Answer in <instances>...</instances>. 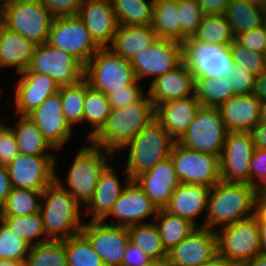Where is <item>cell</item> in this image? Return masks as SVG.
<instances>
[{"instance_id":"obj_29","label":"cell","mask_w":266,"mask_h":266,"mask_svg":"<svg viewBox=\"0 0 266 266\" xmlns=\"http://www.w3.org/2000/svg\"><path fill=\"white\" fill-rule=\"evenodd\" d=\"M35 48L36 44L8 29L1 22L0 67H15L16 74L26 71Z\"/></svg>"},{"instance_id":"obj_46","label":"cell","mask_w":266,"mask_h":266,"mask_svg":"<svg viewBox=\"0 0 266 266\" xmlns=\"http://www.w3.org/2000/svg\"><path fill=\"white\" fill-rule=\"evenodd\" d=\"M178 24L180 42L192 38L201 23L203 14L197 0H178Z\"/></svg>"},{"instance_id":"obj_34","label":"cell","mask_w":266,"mask_h":266,"mask_svg":"<svg viewBox=\"0 0 266 266\" xmlns=\"http://www.w3.org/2000/svg\"><path fill=\"white\" fill-rule=\"evenodd\" d=\"M178 0H154L151 25L158 39L180 42Z\"/></svg>"},{"instance_id":"obj_52","label":"cell","mask_w":266,"mask_h":266,"mask_svg":"<svg viewBox=\"0 0 266 266\" xmlns=\"http://www.w3.org/2000/svg\"><path fill=\"white\" fill-rule=\"evenodd\" d=\"M235 39L253 52L266 54V30L264 25L239 34Z\"/></svg>"},{"instance_id":"obj_33","label":"cell","mask_w":266,"mask_h":266,"mask_svg":"<svg viewBox=\"0 0 266 266\" xmlns=\"http://www.w3.org/2000/svg\"><path fill=\"white\" fill-rule=\"evenodd\" d=\"M12 129L17 140L19 153L28 156H54L51 153H46L49 148H54L27 116H19L18 122L14 123Z\"/></svg>"},{"instance_id":"obj_55","label":"cell","mask_w":266,"mask_h":266,"mask_svg":"<svg viewBox=\"0 0 266 266\" xmlns=\"http://www.w3.org/2000/svg\"><path fill=\"white\" fill-rule=\"evenodd\" d=\"M205 16L223 15L230 0H197Z\"/></svg>"},{"instance_id":"obj_20","label":"cell","mask_w":266,"mask_h":266,"mask_svg":"<svg viewBox=\"0 0 266 266\" xmlns=\"http://www.w3.org/2000/svg\"><path fill=\"white\" fill-rule=\"evenodd\" d=\"M157 213L158 209L142 188L134 180H130L114 203L110 213L102 221L105 222L109 216H112L117 220V223H112V225L130 227L145 223L141 220L149 215L155 218Z\"/></svg>"},{"instance_id":"obj_51","label":"cell","mask_w":266,"mask_h":266,"mask_svg":"<svg viewBox=\"0 0 266 266\" xmlns=\"http://www.w3.org/2000/svg\"><path fill=\"white\" fill-rule=\"evenodd\" d=\"M19 154L17 140L12 126L0 121V164L7 165Z\"/></svg>"},{"instance_id":"obj_59","label":"cell","mask_w":266,"mask_h":266,"mask_svg":"<svg viewBox=\"0 0 266 266\" xmlns=\"http://www.w3.org/2000/svg\"><path fill=\"white\" fill-rule=\"evenodd\" d=\"M254 211L258 222L266 223V192H261L256 195Z\"/></svg>"},{"instance_id":"obj_63","label":"cell","mask_w":266,"mask_h":266,"mask_svg":"<svg viewBox=\"0 0 266 266\" xmlns=\"http://www.w3.org/2000/svg\"><path fill=\"white\" fill-rule=\"evenodd\" d=\"M0 266H25V263L10 260H0Z\"/></svg>"},{"instance_id":"obj_43","label":"cell","mask_w":266,"mask_h":266,"mask_svg":"<svg viewBox=\"0 0 266 266\" xmlns=\"http://www.w3.org/2000/svg\"><path fill=\"white\" fill-rule=\"evenodd\" d=\"M68 266H105L100 255L82 234L65 239Z\"/></svg>"},{"instance_id":"obj_64","label":"cell","mask_w":266,"mask_h":266,"mask_svg":"<svg viewBox=\"0 0 266 266\" xmlns=\"http://www.w3.org/2000/svg\"><path fill=\"white\" fill-rule=\"evenodd\" d=\"M260 122H266V100L261 101Z\"/></svg>"},{"instance_id":"obj_8","label":"cell","mask_w":266,"mask_h":266,"mask_svg":"<svg viewBox=\"0 0 266 266\" xmlns=\"http://www.w3.org/2000/svg\"><path fill=\"white\" fill-rule=\"evenodd\" d=\"M217 237V253L227 260L242 266L262 254L258 219L254 215L221 227L215 231Z\"/></svg>"},{"instance_id":"obj_39","label":"cell","mask_w":266,"mask_h":266,"mask_svg":"<svg viewBox=\"0 0 266 266\" xmlns=\"http://www.w3.org/2000/svg\"><path fill=\"white\" fill-rule=\"evenodd\" d=\"M111 105L107 94L93 89L86 81V93L83 111V121L92 126V131L88 134V140L94 136L105 124L111 112Z\"/></svg>"},{"instance_id":"obj_58","label":"cell","mask_w":266,"mask_h":266,"mask_svg":"<svg viewBox=\"0 0 266 266\" xmlns=\"http://www.w3.org/2000/svg\"><path fill=\"white\" fill-rule=\"evenodd\" d=\"M252 94L259 100H266V69L255 76Z\"/></svg>"},{"instance_id":"obj_31","label":"cell","mask_w":266,"mask_h":266,"mask_svg":"<svg viewBox=\"0 0 266 266\" xmlns=\"http://www.w3.org/2000/svg\"><path fill=\"white\" fill-rule=\"evenodd\" d=\"M234 37L264 25L266 9L244 0H230L223 14Z\"/></svg>"},{"instance_id":"obj_32","label":"cell","mask_w":266,"mask_h":266,"mask_svg":"<svg viewBox=\"0 0 266 266\" xmlns=\"http://www.w3.org/2000/svg\"><path fill=\"white\" fill-rule=\"evenodd\" d=\"M129 242L138 246L153 261L164 260L168 252L163 246L156 222H146L127 227Z\"/></svg>"},{"instance_id":"obj_49","label":"cell","mask_w":266,"mask_h":266,"mask_svg":"<svg viewBox=\"0 0 266 266\" xmlns=\"http://www.w3.org/2000/svg\"><path fill=\"white\" fill-rule=\"evenodd\" d=\"M139 85L138 80H136L133 84L124 87V89H118L107 93L111 108L119 109L138 102L144 96V92Z\"/></svg>"},{"instance_id":"obj_67","label":"cell","mask_w":266,"mask_h":266,"mask_svg":"<svg viewBox=\"0 0 266 266\" xmlns=\"http://www.w3.org/2000/svg\"><path fill=\"white\" fill-rule=\"evenodd\" d=\"M17 1H25V0H0V4L13 3Z\"/></svg>"},{"instance_id":"obj_62","label":"cell","mask_w":266,"mask_h":266,"mask_svg":"<svg viewBox=\"0 0 266 266\" xmlns=\"http://www.w3.org/2000/svg\"><path fill=\"white\" fill-rule=\"evenodd\" d=\"M242 266H266V254H261L245 262Z\"/></svg>"},{"instance_id":"obj_30","label":"cell","mask_w":266,"mask_h":266,"mask_svg":"<svg viewBox=\"0 0 266 266\" xmlns=\"http://www.w3.org/2000/svg\"><path fill=\"white\" fill-rule=\"evenodd\" d=\"M158 40L155 30L149 25H118L110 46L117 55L129 60L134 54L146 50Z\"/></svg>"},{"instance_id":"obj_17","label":"cell","mask_w":266,"mask_h":266,"mask_svg":"<svg viewBox=\"0 0 266 266\" xmlns=\"http://www.w3.org/2000/svg\"><path fill=\"white\" fill-rule=\"evenodd\" d=\"M255 148L249 132H228L220 157V178L250 184V160Z\"/></svg>"},{"instance_id":"obj_6","label":"cell","mask_w":266,"mask_h":266,"mask_svg":"<svg viewBox=\"0 0 266 266\" xmlns=\"http://www.w3.org/2000/svg\"><path fill=\"white\" fill-rule=\"evenodd\" d=\"M54 16L39 0L0 4V21L36 45L46 43Z\"/></svg>"},{"instance_id":"obj_10","label":"cell","mask_w":266,"mask_h":266,"mask_svg":"<svg viewBox=\"0 0 266 266\" xmlns=\"http://www.w3.org/2000/svg\"><path fill=\"white\" fill-rule=\"evenodd\" d=\"M47 43L72 55L83 66L101 48L77 15L54 17Z\"/></svg>"},{"instance_id":"obj_14","label":"cell","mask_w":266,"mask_h":266,"mask_svg":"<svg viewBox=\"0 0 266 266\" xmlns=\"http://www.w3.org/2000/svg\"><path fill=\"white\" fill-rule=\"evenodd\" d=\"M55 156L19 153L6 167L12 188L44 191L55 181Z\"/></svg>"},{"instance_id":"obj_24","label":"cell","mask_w":266,"mask_h":266,"mask_svg":"<svg viewBox=\"0 0 266 266\" xmlns=\"http://www.w3.org/2000/svg\"><path fill=\"white\" fill-rule=\"evenodd\" d=\"M134 181L158 210L165 209L180 181L171 158L159 162L152 169L138 175Z\"/></svg>"},{"instance_id":"obj_42","label":"cell","mask_w":266,"mask_h":266,"mask_svg":"<svg viewBox=\"0 0 266 266\" xmlns=\"http://www.w3.org/2000/svg\"><path fill=\"white\" fill-rule=\"evenodd\" d=\"M42 192L12 188L0 216H28L39 212Z\"/></svg>"},{"instance_id":"obj_16","label":"cell","mask_w":266,"mask_h":266,"mask_svg":"<svg viewBox=\"0 0 266 266\" xmlns=\"http://www.w3.org/2000/svg\"><path fill=\"white\" fill-rule=\"evenodd\" d=\"M81 233L92 244L105 266H122L129 242L127 227L90 220L84 223Z\"/></svg>"},{"instance_id":"obj_21","label":"cell","mask_w":266,"mask_h":266,"mask_svg":"<svg viewBox=\"0 0 266 266\" xmlns=\"http://www.w3.org/2000/svg\"><path fill=\"white\" fill-rule=\"evenodd\" d=\"M77 16L100 47L112 44L118 22L110 0H82Z\"/></svg>"},{"instance_id":"obj_48","label":"cell","mask_w":266,"mask_h":266,"mask_svg":"<svg viewBox=\"0 0 266 266\" xmlns=\"http://www.w3.org/2000/svg\"><path fill=\"white\" fill-rule=\"evenodd\" d=\"M250 184L256 193L266 192V148L255 149L250 160Z\"/></svg>"},{"instance_id":"obj_5","label":"cell","mask_w":266,"mask_h":266,"mask_svg":"<svg viewBox=\"0 0 266 266\" xmlns=\"http://www.w3.org/2000/svg\"><path fill=\"white\" fill-rule=\"evenodd\" d=\"M108 155L113 156L114 154L89 142L77 152L67 174V181L63 182L67 186L65 187L60 182L57 174H55V181L84 206L92 198L98 180L103 170L108 166Z\"/></svg>"},{"instance_id":"obj_61","label":"cell","mask_w":266,"mask_h":266,"mask_svg":"<svg viewBox=\"0 0 266 266\" xmlns=\"http://www.w3.org/2000/svg\"><path fill=\"white\" fill-rule=\"evenodd\" d=\"M259 237L262 254H266V223L258 222Z\"/></svg>"},{"instance_id":"obj_47","label":"cell","mask_w":266,"mask_h":266,"mask_svg":"<svg viewBox=\"0 0 266 266\" xmlns=\"http://www.w3.org/2000/svg\"><path fill=\"white\" fill-rule=\"evenodd\" d=\"M233 63L245 67L257 76L266 69V54L256 53L240 44L236 39L229 45Z\"/></svg>"},{"instance_id":"obj_19","label":"cell","mask_w":266,"mask_h":266,"mask_svg":"<svg viewBox=\"0 0 266 266\" xmlns=\"http://www.w3.org/2000/svg\"><path fill=\"white\" fill-rule=\"evenodd\" d=\"M217 254V237L213 230L197 227L168 251L171 266H199Z\"/></svg>"},{"instance_id":"obj_3","label":"cell","mask_w":266,"mask_h":266,"mask_svg":"<svg viewBox=\"0 0 266 266\" xmlns=\"http://www.w3.org/2000/svg\"><path fill=\"white\" fill-rule=\"evenodd\" d=\"M40 210L46 236L52 240H63L81 233V204L56 181L41 195ZM82 221V222H81Z\"/></svg>"},{"instance_id":"obj_44","label":"cell","mask_w":266,"mask_h":266,"mask_svg":"<svg viewBox=\"0 0 266 266\" xmlns=\"http://www.w3.org/2000/svg\"><path fill=\"white\" fill-rule=\"evenodd\" d=\"M85 93L86 80L84 78L75 85L60 86L59 94L62 99L63 113L72 127L83 121Z\"/></svg>"},{"instance_id":"obj_25","label":"cell","mask_w":266,"mask_h":266,"mask_svg":"<svg viewBox=\"0 0 266 266\" xmlns=\"http://www.w3.org/2000/svg\"><path fill=\"white\" fill-rule=\"evenodd\" d=\"M218 109L228 132H250L260 122L261 101L252 93L232 96Z\"/></svg>"},{"instance_id":"obj_22","label":"cell","mask_w":266,"mask_h":266,"mask_svg":"<svg viewBox=\"0 0 266 266\" xmlns=\"http://www.w3.org/2000/svg\"><path fill=\"white\" fill-rule=\"evenodd\" d=\"M147 94L154 106L195 96V77L182 61L171 71L154 79Z\"/></svg>"},{"instance_id":"obj_37","label":"cell","mask_w":266,"mask_h":266,"mask_svg":"<svg viewBox=\"0 0 266 266\" xmlns=\"http://www.w3.org/2000/svg\"><path fill=\"white\" fill-rule=\"evenodd\" d=\"M191 39L210 45L229 46L235 37L224 15H203L201 23Z\"/></svg>"},{"instance_id":"obj_28","label":"cell","mask_w":266,"mask_h":266,"mask_svg":"<svg viewBox=\"0 0 266 266\" xmlns=\"http://www.w3.org/2000/svg\"><path fill=\"white\" fill-rule=\"evenodd\" d=\"M114 168L109 164L102 172L94 194L90 201L86 204L87 212H92L91 221H102L112 210L114 203L124 190L126 184L131 180L129 174L126 173L125 185L122 187Z\"/></svg>"},{"instance_id":"obj_35","label":"cell","mask_w":266,"mask_h":266,"mask_svg":"<svg viewBox=\"0 0 266 266\" xmlns=\"http://www.w3.org/2000/svg\"><path fill=\"white\" fill-rule=\"evenodd\" d=\"M231 84L228 76H199L195 78V96L202 107L218 108L230 97L235 96Z\"/></svg>"},{"instance_id":"obj_36","label":"cell","mask_w":266,"mask_h":266,"mask_svg":"<svg viewBox=\"0 0 266 266\" xmlns=\"http://www.w3.org/2000/svg\"><path fill=\"white\" fill-rule=\"evenodd\" d=\"M154 221L157 222L156 225L167 252L196 229V226L190 221L170 213L166 209L158 210Z\"/></svg>"},{"instance_id":"obj_12","label":"cell","mask_w":266,"mask_h":266,"mask_svg":"<svg viewBox=\"0 0 266 266\" xmlns=\"http://www.w3.org/2000/svg\"><path fill=\"white\" fill-rule=\"evenodd\" d=\"M53 78L59 86L75 85L84 78V66L72 55L50 44L36 45L26 71Z\"/></svg>"},{"instance_id":"obj_11","label":"cell","mask_w":266,"mask_h":266,"mask_svg":"<svg viewBox=\"0 0 266 266\" xmlns=\"http://www.w3.org/2000/svg\"><path fill=\"white\" fill-rule=\"evenodd\" d=\"M170 158L180 183L212 188L220 178V158L210 153L188 149L175 142Z\"/></svg>"},{"instance_id":"obj_13","label":"cell","mask_w":266,"mask_h":266,"mask_svg":"<svg viewBox=\"0 0 266 266\" xmlns=\"http://www.w3.org/2000/svg\"><path fill=\"white\" fill-rule=\"evenodd\" d=\"M183 61L195 78L228 76L234 66L229 46L200 43L191 38L183 43Z\"/></svg>"},{"instance_id":"obj_23","label":"cell","mask_w":266,"mask_h":266,"mask_svg":"<svg viewBox=\"0 0 266 266\" xmlns=\"http://www.w3.org/2000/svg\"><path fill=\"white\" fill-rule=\"evenodd\" d=\"M19 76L15 87V109L20 116H27L60 89L53 78L42 73L21 72Z\"/></svg>"},{"instance_id":"obj_53","label":"cell","mask_w":266,"mask_h":266,"mask_svg":"<svg viewBox=\"0 0 266 266\" xmlns=\"http://www.w3.org/2000/svg\"><path fill=\"white\" fill-rule=\"evenodd\" d=\"M54 17L77 15L82 0H39Z\"/></svg>"},{"instance_id":"obj_45","label":"cell","mask_w":266,"mask_h":266,"mask_svg":"<svg viewBox=\"0 0 266 266\" xmlns=\"http://www.w3.org/2000/svg\"><path fill=\"white\" fill-rule=\"evenodd\" d=\"M31 245L0 220V260L25 263Z\"/></svg>"},{"instance_id":"obj_66","label":"cell","mask_w":266,"mask_h":266,"mask_svg":"<svg viewBox=\"0 0 266 266\" xmlns=\"http://www.w3.org/2000/svg\"><path fill=\"white\" fill-rule=\"evenodd\" d=\"M251 2L266 9V0H251Z\"/></svg>"},{"instance_id":"obj_7","label":"cell","mask_w":266,"mask_h":266,"mask_svg":"<svg viewBox=\"0 0 266 266\" xmlns=\"http://www.w3.org/2000/svg\"><path fill=\"white\" fill-rule=\"evenodd\" d=\"M84 79L90 87L104 94L124 89L137 80L129 60L108 46L101 47L84 66Z\"/></svg>"},{"instance_id":"obj_1","label":"cell","mask_w":266,"mask_h":266,"mask_svg":"<svg viewBox=\"0 0 266 266\" xmlns=\"http://www.w3.org/2000/svg\"><path fill=\"white\" fill-rule=\"evenodd\" d=\"M155 119V106L148 94L138 102L112 108L105 124L88 142L112 154L124 147Z\"/></svg>"},{"instance_id":"obj_2","label":"cell","mask_w":266,"mask_h":266,"mask_svg":"<svg viewBox=\"0 0 266 266\" xmlns=\"http://www.w3.org/2000/svg\"><path fill=\"white\" fill-rule=\"evenodd\" d=\"M255 187L249 183L226 182L220 180L211 189L208 210L201 227L216 231L255 215ZM215 227V228H214Z\"/></svg>"},{"instance_id":"obj_18","label":"cell","mask_w":266,"mask_h":266,"mask_svg":"<svg viewBox=\"0 0 266 266\" xmlns=\"http://www.w3.org/2000/svg\"><path fill=\"white\" fill-rule=\"evenodd\" d=\"M27 117L38 127L43 137L54 149L63 146L72 135L73 127L63 113L59 91L45 99Z\"/></svg>"},{"instance_id":"obj_40","label":"cell","mask_w":266,"mask_h":266,"mask_svg":"<svg viewBox=\"0 0 266 266\" xmlns=\"http://www.w3.org/2000/svg\"><path fill=\"white\" fill-rule=\"evenodd\" d=\"M25 266H68L65 239L31 246Z\"/></svg>"},{"instance_id":"obj_38","label":"cell","mask_w":266,"mask_h":266,"mask_svg":"<svg viewBox=\"0 0 266 266\" xmlns=\"http://www.w3.org/2000/svg\"><path fill=\"white\" fill-rule=\"evenodd\" d=\"M118 25H149L154 0H110Z\"/></svg>"},{"instance_id":"obj_15","label":"cell","mask_w":266,"mask_h":266,"mask_svg":"<svg viewBox=\"0 0 266 266\" xmlns=\"http://www.w3.org/2000/svg\"><path fill=\"white\" fill-rule=\"evenodd\" d=\"M183 61V43L158 39L146 50L133 55L129 59L137 80L146 76H155L154 79L166 74Z\"/></svg>"},{"instance_id":"obj_4","label":"cell","mask_w":266,"mask_h":266,"mask_svg":"<svg viewBox=\"0 0 266 266\" xmlns=\"http://www.w3.org/2000/svg\"><path fill=\"white\" fill-rule=\"evenodd\" d=\"M175 142L156 119L145 126L124 147L129 151L126 172L131 180L168 159Z\"/></svg>"},{"instance_id":"obj_41","label":"cell","mask_w":266,"mask_h":266,"mask_svg":"<svg viewBox=\"0 0 266 266\" xmlns=\"http://www.w3.org/2000/svg\"><path fill=\"white\" fill-rule=\"evenodd\" d=\"M0 220L31 246L50 240L44 232L40 212L28 216H0Z\"/></svg>"},{"instance_id":"obj_26","label":"cell","mask_w":266,"mask_h":266,"mask_svg":"<svg viewBox=\"0 0 266 266\" xmlns=\"http://www.w3.org/2000/svg\"><path fill=\"white\" fill-rule=\"evenodd\" d=\"M200 107L201 103L196 96L161 103L155 106V119L178 142Z\"/></svg>"},{"instance_id":"obj_27","label":"cell","mask_w":266,"mask_h":266,"mask_svg":"<svg viewBox=\"0 0 266 266\" xmlns=\"http://www.w3.org/2000/svg\"><path fill=\"white\" fill-rule=\"evenodd\" d=\"M210 189L205 185L180 183L165 209L198 227L196 223L198 215L208 210Z\"/></svg>"},{"instance_id":"obj_9","label":"cell","mask_w":266,"mask_h":266,"mask_svg":"<svg viewBox=\"0 0 266 266\" xmlns=\"http://www.w3.org/2000/svg\"><path fill=\"white\" fill-rule=\"evenodd\" d=\"M227 133L219 109L201 106L178 143L188 149L220 158Z\"/></svg>"},{"instance_id":"obj_57","label":"cell","mask_w":266,"mask_h":266,"mask_svg":"<svg viewBox=\"0 0 266 266\" xmlns=\"http://www.w3.org/2000/svg\"><path fill=\"white\" fill-rule=\"evenodd\" d=\"M249 133L255 149L266 148V122H259Z\"/></svg>"},{"instance_id":"obj_56","label":"cell","mask_w":266,"mask_h":266,"mask_svg":"<svg viewBox=\"0 0 266 266\" xmlns=\"http://www.w3.org/2000/svg\"><path fill=\"white\" fill-rule=\"evenodd\" d=\"M12 190L9 173L6 165L0 164V210L5 205L8 195Z\"/></svg>"},{"instance_id":"obj_50","label":"cell","mask_w":266,"mask_h":266,"mask_svg":"<svg viewBox=\"0 0 266 266\" xmlns=\"http://www.w3.org/2000/svg\"><path fill=\"white\" fill-rule=\"evenodd\" d=\"M228 77L229 82L232 83V90L235 95L252 93L255 75L249 72L245 67L238 63H234L232 72Z\"/></svg>"},{"instance_id":"obj_54","label":"cell","mask_w":266,"mask_h":266,"mask_svg":"<svg viewBox=\"0 0 266 266\" xmlns=\"http://www.w3.org/2000/svg\"><path fill=\"white\" fill-rule=\"evenodd\" d=\"M152 261L138 246L128 242L122 266H148Z\"/></svg>"},{"instance_id":"obj_68","label":"cell","mask_w":266,"mask_h":266,"mask_svg":"<svg viewBox=\"0 0 266 266\" xmlns=\"http://www.w3.org/2000/svg\"><path fill=\"white\" fill-rule=\"evenodd\" d=\"M264 27H265V30H266V16H265V19H264Z\"/></svg>"},{"instance_id":"obj_60","label":"cell","mask_w":266,"mask_h":266,"mask_svg":"<svg viewBox=\"0 0 266 266\" xmlns=\"http://www.w3.org/2000/svg\"><path fill=\"white\" fill-rule=\"evenodd\" d=\"M199 266H237L234 262L227 260L220 254H215L209 261Z\"/></svg>"},{"instance_id":"obj_65","label":"cell","mask_w":266,"mask_h":266,"mask_svg":"<svg viewBox=\"0 0 266 266\" xmlns=\"http://www.w3.org/2000/svg\"><path fill=\"white\" fill-rule=\"evenodd\" d=\"M148 266H171L167 259L152 261Z\"/></svg>"}]
</instances>
